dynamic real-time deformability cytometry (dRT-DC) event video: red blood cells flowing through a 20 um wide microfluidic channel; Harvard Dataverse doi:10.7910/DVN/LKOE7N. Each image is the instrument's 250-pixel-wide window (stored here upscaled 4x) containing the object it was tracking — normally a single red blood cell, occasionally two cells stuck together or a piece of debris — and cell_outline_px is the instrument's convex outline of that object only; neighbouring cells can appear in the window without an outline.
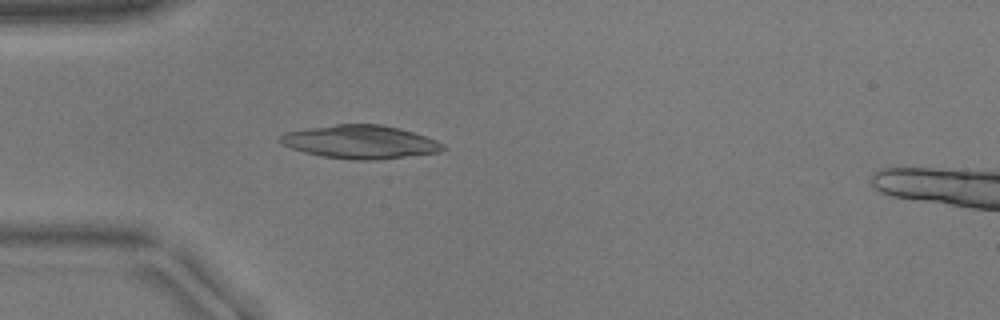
{"species": "common noctule bat (a hibernating species)", "species_latin": "Nyctalus noctula", "temperature_condition": "warm", "stored_images_in_passage": 40, "camera_frame_rate_fps": 3000, "um_per_image_px": 0.085, "animal": {"sex": "male", "body_mass_g": 17.9}, "frame": {"image": 1, "passage_image": 4, "time_ms": 1.0, "image_size_px": [1000, 320], "cell_outline_px": [[448, 148], [440, 152], [376, 160], [352, 160], [320, 156], [304, 152], [292, 148], [284, 144], [280, 140], [280, 136], [284, 132], [308, 128], [336, 124], [380, 124], [400, 128], [436, 140], [444, 144]], "centroid_in_image_um": [30.65, 12.07], "position_along_channel_um": 54.4, "area_um2": 31.62}}
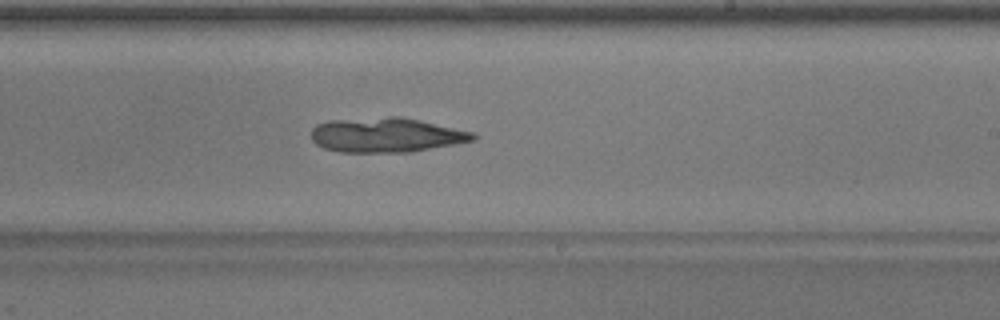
{"frame": {"image": 2, "passage_image": 20, "time_ms": 6.333, "image_size_px": [1000, 320], "cell_outline_px": [[476, 136], [472, 140], [412, 152], [340, 152], [324, 148], [316, 144], [312, 140], [312, 128], [316, 124], [328, 120], [388, 116], [400, 116], [420, 120], [472, 132]], "centroid_in_image_um": [32.76, 11.46], "position_along_channel_um": 256.2, "area_um2": 32.54}}
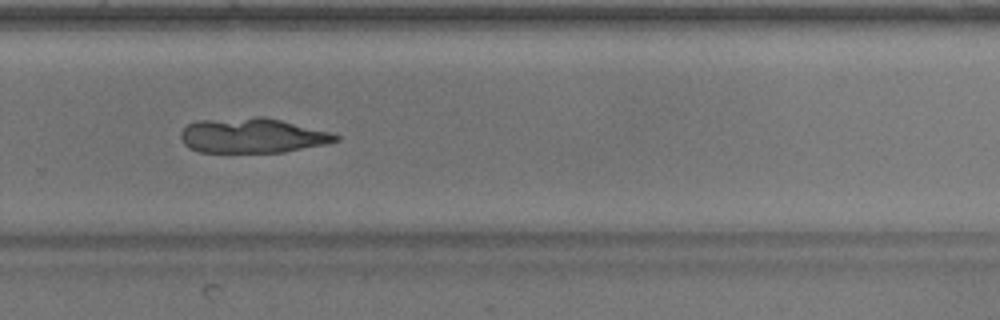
{"frame": {"image": 3, "passage_image": 24, "time_ms": 7.667, "image_size_px": [1000, 320], "cell_outline_px": [[340, 140], [324, 144], [284, 152], [200, 152], [188, 148], [184, 144], [180, 136], [180, 132], [188, 124], [196, 120], [256, 116], [264, 116], [332, 132], [340, 136]], "centroid_in_image_um": [21.43, 11.51], "position_along_channel_um": 308.4, "area_um2": 31.73}}